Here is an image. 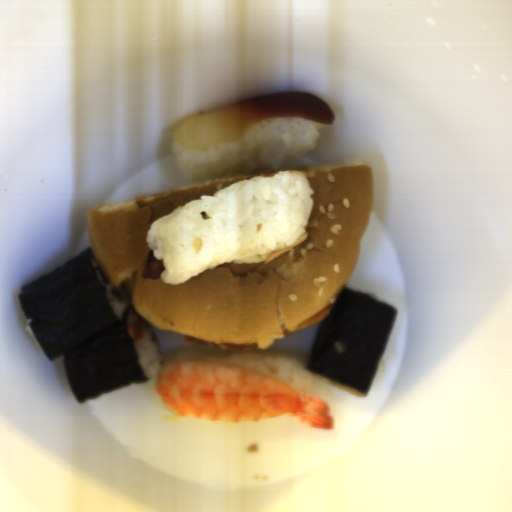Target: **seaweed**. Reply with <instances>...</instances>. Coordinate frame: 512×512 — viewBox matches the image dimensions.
<instances>
[{"label":"seaweed","mask_w":512,"mask_h":512,"mask_svg":"<svg viewBox=\"0 0 512 512\" xmlns=\"http://www.w3.org/2000/svg\"><path fill=\"white\" fill-rule=\"evenodd\" d=\"M85 248L22 286L17 295L48 360L62 356L78 403L149 381L127 323L119 319Z\"/></svg>","instance_id":"seaweed-1"},{"label":"seaweed","mask_w":512,"mask_h":512,"mask_svg":"<svg viewBox=\"0 0 512 512\" xmlns=\"http://www.w3.org/2000/svg\"><path fill=\"white\" fill-rule=\"evenodd\" d=\"M396 316L386 302L343 286L320 322L307 370L367 394Z\"/></svg>","instance_id":"seaweed-2"}]
</instances>
